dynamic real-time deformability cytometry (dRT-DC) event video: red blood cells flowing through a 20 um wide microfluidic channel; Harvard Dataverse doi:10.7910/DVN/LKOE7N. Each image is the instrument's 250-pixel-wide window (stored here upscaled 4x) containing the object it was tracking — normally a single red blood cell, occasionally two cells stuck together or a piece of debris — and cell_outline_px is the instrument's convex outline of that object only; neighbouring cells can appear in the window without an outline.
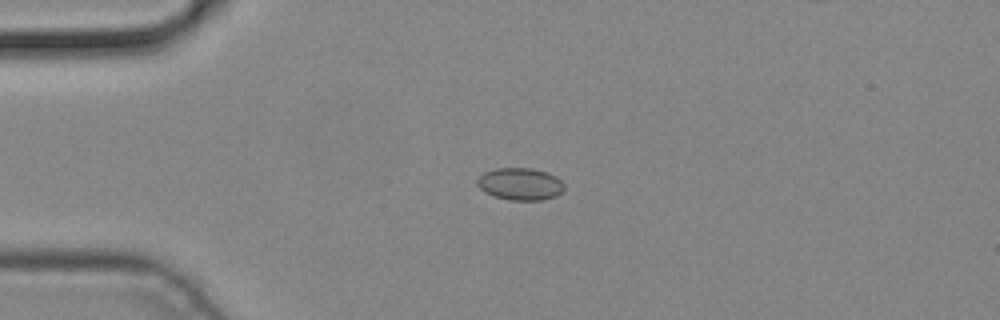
{"species": "common noctule bat (a hibernating species)", "species_latin": "Nyctalus noctula", "temperature_condition": "cold", "stored_images_in_passage": 6, "camera_frame_rate_fps": 3000, "um_per_image_px": 0.085, "animal": {"sex": "male", "body_mass_g": 19.2, "forearm_length_mm": 51.8}, "frame": {"image": 1, "passage_image": 3, "time_ms": 0.667, "image_size_px": [1000, 320], "cell_outline_px": [[564, 188], [556, 196], [544, 200], [508, 200], [492, 196], [484, 192], [476, 184], [476, 180], [484, 172], [496, 168], [532, 168], [548, 172], [556, 176], [564, 184]], "centroid_in_image_um": [44.2, 15.64], "position_along_channel_um": 40.8, "area_um2": 16.53}}
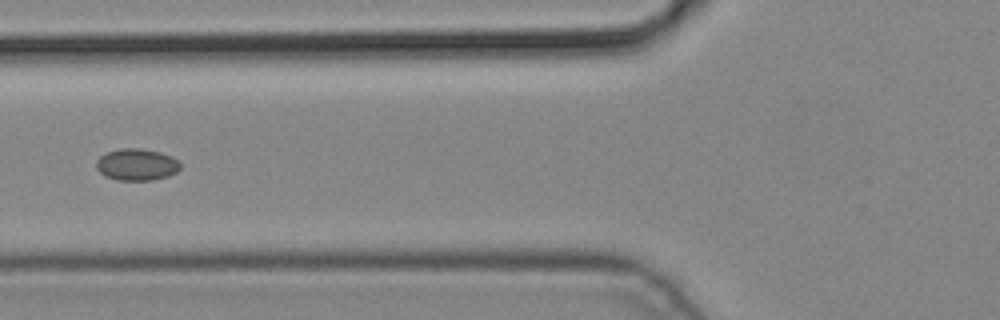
{"frame": {"image": 2, "passage_image": 5, "time_ms": 1.333, "image_size_px": [1000, 320], "cell_outline_px": [[180, 168], [176, 172], [168, 176], [152, 180], [116, 180], [104, 176], [96, 168], [96, 160], [100, 156], [108, 152], [120, 148], [140, 148], [160, 152], [172, 156], [180, 164]], "centroid_in_image_um": [11.6, 13.99], "position_along_channel_um": 114.2, "area_um2": 15.61}}
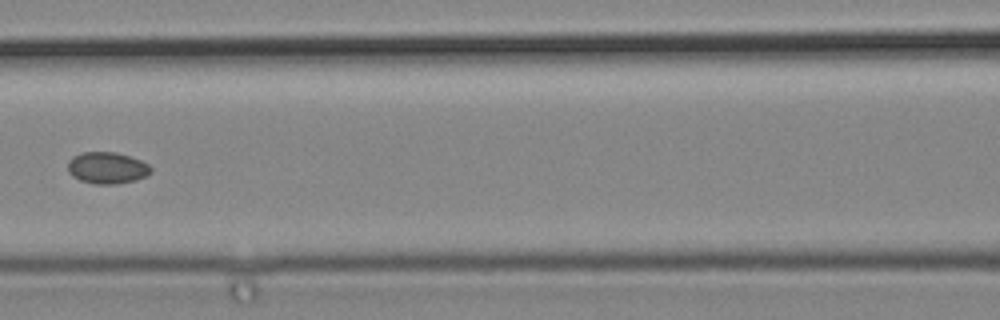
{"frame": {"image": 3, "passage_image": 6, "time_ms": 1.667, "image_size_px": [1000, 320], "cell_outline_px": [[152, 172], [144, 176], [132, 180], [116, 184], [96, 184], [80, 180], [72, 176], [68, 172], [68, 160], [72, 156], [80, 152], [116, 152], [140, 160], [148, 164], [152, 168]], "centroid_in_image_um": [9.06, 14.26], "position_along_channel_um": 157.5, "area_um2": 15.26}}